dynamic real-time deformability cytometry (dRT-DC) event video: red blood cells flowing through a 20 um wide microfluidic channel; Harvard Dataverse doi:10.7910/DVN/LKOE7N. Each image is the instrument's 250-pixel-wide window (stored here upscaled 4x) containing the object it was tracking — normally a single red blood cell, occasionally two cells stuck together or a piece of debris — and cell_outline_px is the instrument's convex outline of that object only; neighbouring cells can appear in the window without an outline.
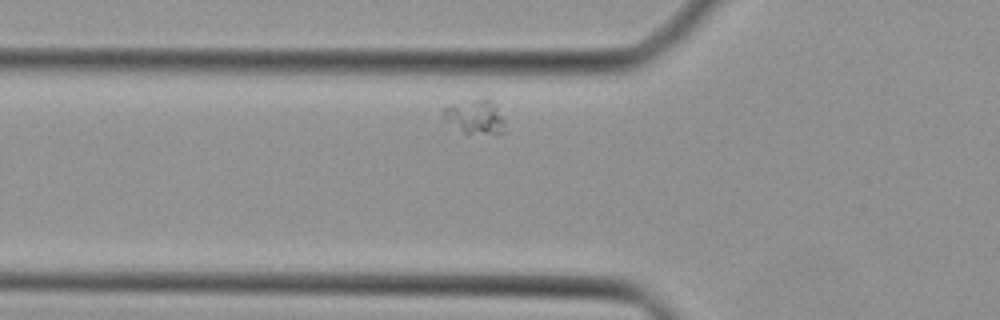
{"species": "Egyptian fruit bat (a non-hibernating species)", "species_latin": "Rousettus aegyptiacus", "temperature_condition": "cold", "stored_images_in_passage": 30, "camera_frame_rate_fps": 3000, "um_per_image_px": 0.085, "animal": {"sex": "female"}, "frame": {"image": 1, "passage_image": 8, "time_ms": 2.333, "image_size_px": [1000, 320], "cell_outline_px": [[504, 132], [464, 132], [440, 120], [440, 116], [444, 108], [448, 104], [484, 96], [488, 96], [496, 104], [504, 120]], "centroid_in_image_um": [40.3, 9.84], "position_along_channel_um": 85.5, "area_um2": 12.66}}
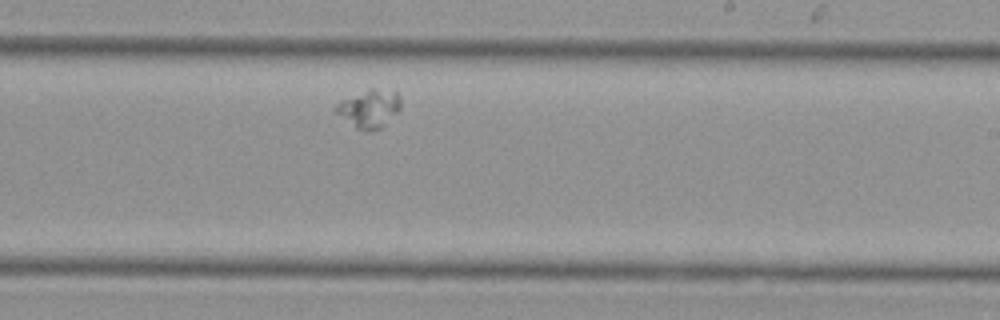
{"frame": {"image": 2, "passage_image": 21, "time_ms": 6.667, "image_size_px": [1000, 320], "cell_outline_px": [[400, 108], [380, 128], [372, 132], [368, 132], [356, 128], [336, 112], [336, 104], [340, 100], [368, 88], [372, 88], [396, 92], [400, 96]], "centroid_in_image_um": [31.37, 9.22], "position_along_channel_um": 257.6, "area_um2": 14.16}}
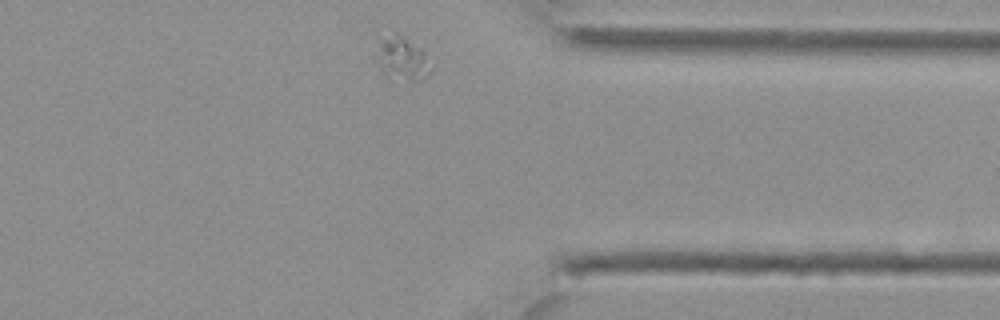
{"frame": {"image": 3, "passage_image": 30, "time_ms": 9.667, "image_size_px": [1000, 320], "cell_outline_px": [[432, 68], [424, 80], [420, 80], [408, 76], [392, 68], [388, 64], [380, 44], [380, 40], [396, 32], [424, 48]], "centroid_in_image_um": [34.51, 4.79], "position_along_channel_um": 376.9, "area_um2": 11.1}}